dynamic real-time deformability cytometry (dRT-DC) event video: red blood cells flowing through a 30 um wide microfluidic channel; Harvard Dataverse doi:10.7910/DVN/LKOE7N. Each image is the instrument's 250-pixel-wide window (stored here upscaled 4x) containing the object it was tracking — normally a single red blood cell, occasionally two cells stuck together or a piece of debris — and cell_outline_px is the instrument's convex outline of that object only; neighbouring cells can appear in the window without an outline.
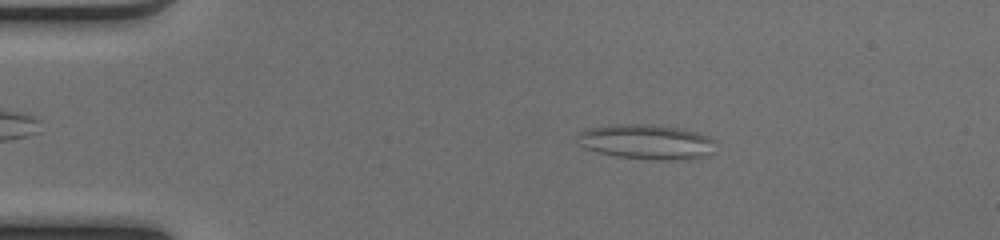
{"species": "common noctule bat (a hibernating species)", "species_latin": "Nyctalus noctula", "temperature_condition": "cold", "stored_images_in_passage": 51, "camera_frame_rate_fps": 3000, "um_per_image_px": 0.085, "animal": {"sex": "female", "body_mass_g": 17.0, "forearm_length_mm": 48.0}, "frame": {"image": 1, "passage_image": 9, "time_ms": 2.667, "image_size_px": [1000, 240], "cell_outline_px": [[716, 140], [712, 152], [708, 156], [692, 160], [652, 160], [616, 156], [584, 148], [580, 144], [580, 132], [584, 128], [612, 124], [652, 124], [676, 128], [696, 132], [708, 136]], "centroid_in_image_um": [55.0, 12.07], "position_along_channel_um": 30.0, "area_um2": 28.32}}
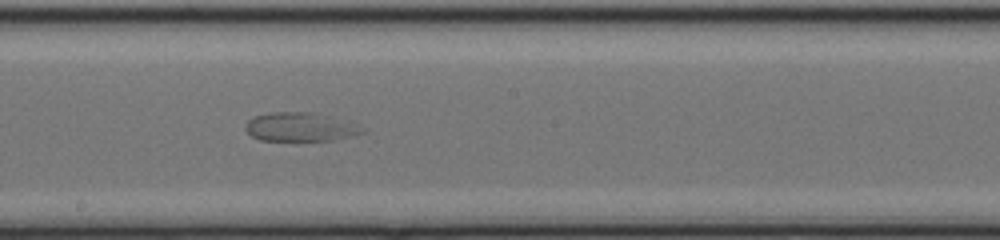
{"frame": {"image": 2, "passage_image": 28, "time_ms": 9.0, "image_size_px": [1000, 240], "cell_outline_px": [[368, 132], [332, 140], [260, 140], [252, 136], [244, 128], [244, 124], [252, 116], [272, 112], [312, 112], [328, 116], [368, 128]], "centroid_in_image_um": [25.51, 10.79], "position_along_channel_um": 222.7, "area_um2": 19.59}}
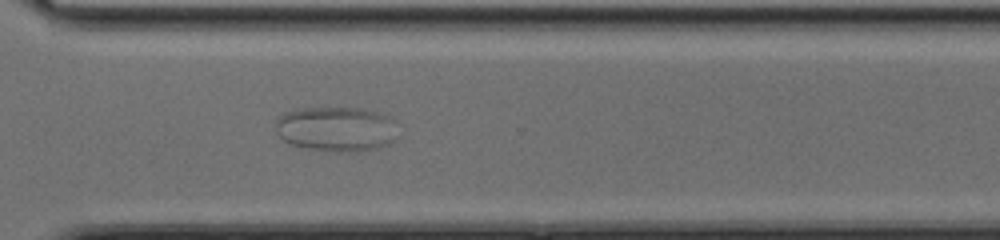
{"frame": {"image": 3, "passage_image": 37, "time_ms": 12.0, "image_size_px": [1000, 240], "cell_outline_px": [[396, 140], [388, 144], [376, 148], [356, 152], [348, 152], [308, 148], [288, 144], [276, 132], [276, 120], [284, 112], [304, 108], [360, 108], [380, 112], [392, 116], [396, 120]], "centroid_in_image_um": [28.63, 10.95], "position_along_channel_um": 342.0, "area_um2": 32.25}}